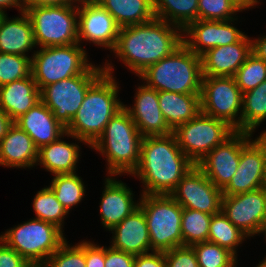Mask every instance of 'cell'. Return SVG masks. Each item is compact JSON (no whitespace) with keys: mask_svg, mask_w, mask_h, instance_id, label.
<instances>
[{"mask_svg":"<svg viewBox=\"0 0 266 267\" xmlns=\"http://www.w3.org/2000/svg\"><path fill=\"white\" fill-rule=\"evenodd\" d=\"M41 267H86L84 240L75 246L66 240Z\"/></svg>","mask_w":266,"mask_h":267,"instance_id":"40","label":"cell"},{"mask_svg":"<svg viewBox=\"0 0 266 267\" xmlns=\"http://www.w3.org/2000/svg\"><path fill=\"white\" fill-rule=\"evenodd\" d=\"M234 21H237V19L191 22L183 30V43L199 56L211 48L236 43L245 35V32L237 29L233 24L236 23Z\"/></svg>","mask_w":266,"mask_h":267,"instance_id":"18","label":"cell"},{"mask_svg":"<svg viewBox=\"0 0 266 267\" xmlns=\"http://www.w3.org/2000/svg\"><path fill=\"white\" fill-rule=\"evenodd\" d=\"M86 267H104L105 247L94 242L84 241Z\"/></svg>","mask_w":266,"mask_h":267,"instance_id":"44","label":"cell"},{"mask_svg":"<svg viewBox=\"0 0 266 267\" xmlns=\"http://www.w3.org/2000/svg\"><path fill=\"white\" fill-rule=\"evenodd\" d=\"M234 132L225 121L200 112L195 118L177 127L173 134L182 152L197 165Z\"/></svg>","mask_w":266,"mask_h":267,"instance_id":"11","label":"cell"},{"mask_svg":"<svg viewBox=\"0 0 266 267\" xmlns=\"http://www.w3.org/2000/svg\"><path fill=\"white\" fill-rule=\"evenodd\" d=\"M37 160L38 149L31 137L13 123L0 142V165L30 169L36 166Z\"/></svg>","mask_w":266,"mask_h":267,"instance_id":"25","label":"cell"},{"mask_svg":"<svg viewBox=\"0 0 266 267\" xmlns=\"http://www.w3.org/2000/svg\"><path fill=\"white\" fill-rule=\"evenodd\" d=\"M20 15L0 17V53L28 56L27 52L36 48L32 22L25 11Z\"/></svg>","mask_w":266,"mask_h":267,"instance_id":"26","label":"cell"},{"mask_svg":"<svg viewBox=\"0 0 266 267\" xmlns=\"http://www.w3.org/2000/svg\"><path fill=\"white\" fill-rule=\"evenodd\" d=\"M212 215L198 210L183 208L181 231L183 246L208 241Z\"/></svg>","mask_w":266,"mask_h":267,"instance_id":"36","label":"cell"},{"mask_svg":"<svg viewBox=\"0 0 266 267\" xmlns=\"http://www.w3.org/2000/svg\"><path fill=\"white\" fill-rule=\"evenodd\" d=\"M41 100L32 75L0 87V108L13 120L27 113Z\"/></svg>","mask_w":266,"mask_h":267,"instance_id":"27","label":"cell"},{"mask_svg":"<svg viewBox=\"0 0 266 267\" xmlns=\"http://www.w3.org/2000/svg\"><path fill=\"white\" fill-rule=\"evenodd\" d=\"M260 233L265 234V238H266V223L260 228V230H259V232H258V235H259Z\"/></svg>","mask_w":266,"mask_h":267,"instance_id":"50","label":"cell"},{"mask_svg":"<svg viewBox=\"0 0 266 267\" xmlns=\"http://www.w3.org/2000/svg\"><path fill=\"white\" fill-rule=\"evenodd\" d=\"M256 7L247 0H198V20L238 19L237 12ZM236 17V18H235Z\"/></svg>","mask_w":266,"mask_h":267,"instance_id":"35","label":"cell"},{"mask_svg":"<svg viewBox=\"0 0 266 267\" xmlns=\"http://www.w3.org/2000/svg\"><path fill=\"white\" fill-rule=\"evenodd\" d=\"M170 195L182 208L210 215L221 212L222 190L216 187L197 165L183 176Z\"/></svg>","mask_w":266,"mask_h":267,"instance_id":"13","label":"cell"},{"mask_svg":"<svg viewBox=\"0 0 266 267\" xmlns=\"http://www.w3.org/2000/svg\"><path fill=\"white\" fill-rule=\"evenodd\" d=\"M30 56L0 53V87L31 75Z\"/></svg>","mask_w":266,"mask_h":267,"instance_id":"39","label":"cell"},{"mask_svg":"<svg viewBox=\"0 0 266 267\" xmlns=\"http://www.w3.org/2000/svg\"><path fill=\"white\" fill-rule=\"evenodd\" d=\"M78 1L59 6L27 8L36 45L66 46L78 43Z\"/></svg>","mask_w":266,"mask_h":267,"instance_id":"9","label":"cell"},{"mask_svg":"<svg viewBox=\"0 0 266 267\" xmlns=\"http://www.w3.org/2000/svg\"><path fill=\"white\" fill-rule=\"evenodd\" d=\"M32 203L36 215L35 219L54 224L64 232V219L69 213L57 200L55 193L49 186L39 190Z\"/></svg>","mask_w":266,"mask_h":267,"instance_id":"34","label":"cell"},{"mask_svg":"<svg viewBox=\"0 0 266 267\" xmlns=\"http://www.w3.org/2000/svg\"><path fill=\"white\" fill-rule=\"evenodd\" d=\"M14 121L0 108V142Z\"/></svg>","mask_w":266,"mask_h":267,"instance_id":"48","label":"cell"},{"mask_svg":"<svg viewBox=\"0 0 266 267\" xmlns=\"http://www.w3.org/2000/svg\"><path fill=\"white\" fill-rule=\"evenodd\" d=\"M0 267H33L0 239Z\"/></svg>","mask_w":266,"mask_h":267,"instance_id":"43","label":"cell"},{"mask_svg":"<svg viewBox=\"0 0 266 267\" xmlns=\"http://www.w3.org/2000/svg\"><path fill=\"white\" fill-rule=\"evenodd\" d=\"M252 135L248 132L235 131L197 164L216 187L222 190L230 182L237 171L241 149Z\"/></svg>","mask_w":266,"mask_h":267,"instance_id":"17","label":"cell"},{"mask_svg":"<svg viewBox=\"0 0 266 267\" xmlns=\"http://www.w3.org/2000/svg\"><path fill=\"white\" fill-rule=\"evenodd\" d=\"M138 77L158 92L200 94L203 78L201 56L183 43L171 55L147 67Z\"/></svg>","mask_w":266,"mask_h":267,"instance_id":"5","label":"cell"},{"mask_svg":"<svg viewBox=\"0 0 266 267\" xmlns=\"http://www.w3.org/2000/svg\"><path fill=\"white\" fill-rule=\"evenodd\" d=\"M200 104L203 114L241 131L242 93L234 77H203Z\"/></svg>","mask_w":266,"mask_h":267,"instance_id":"12","label":"cell"},{"mask_svg":"<svg viewBox=\"0 0 266 267\" xmlns=\"http://www.w3.org/2000/svg\"><path fill=\"white\" fill-rule=\"evenodd\" d=\"M14 7L18 8L17 10H19L20 13L24 11L22 0H0V12H2L3 14H6L5 9Z\"/></svg>","mask_w":266,"mask_h":267,"instance_id":"49","label":"cell"},{"mask_svg":"<svg viewBox=\"0 0 266 267\" xmlns=\"http://www.w3.org/2000/svg\"><path fill=\"white\" fill-rule=\"evenodd\" d=\"M0 239L33 267H41L66 241L61 229L35 218L7 229Z\"/></svg>","mask_w":266,"mask_h":267,"instance_id":"7","label":"cell"},{"mask_svg":"<svg viewBox=\"0 0 266 267\" xmlns=\"http://www.w3.org/2000/svg\"><path fill=\"white\" fill-rule=\"evenodd\" d=\"M75 0H22L24 11L27 8L36 6H59L63 4L73 3Z\"/></svg>","mask_w":266,"mask_h":267,"instance_id":"46","label":"cell"},{"mask_svg":"<svg viewBox=\"0 0 266 267\" xmlns=\"http://www.w3.org/2000/svg\"><path fill=\"white\" fill-rule=\"evenodd\" d=\"M155 17L184 30L198 20V0H153Z\"/></svg>","mask_w":266,"mask_h":267,"instance_id":"30","label":"cell"},{"mask_svg":"<svg viewBox=\"0 0 266 267\" xmlns=\"http://www.w3.org/2000/svg\"><path fill=\"white\" fill-rule=\"evenodd\" d=\"M233 77L242 94L252 90L266 80V62L251 53Z\"/></svg>","mask_w":266,"mask_h":267,"instance_id":"38","label":"cell"},{"mask_svg":"<svg viewBox=\"0 0 266 267\" xmlns=\"http://www.w3.org/2000/svg\"><path fill=\"white\" fill-rule=\"evenodd\" d=\"M166 267H199L191 246L175 247L164 252Z\"/></svg>","mask_w":266,"mask_h":267,"instance_id":"41","label":"cell"},{"mask_svg":"<svg viewBox=\"0 0 266 267\" xmlns=\"http://www.w3.org/2000/svg\"><path fill=\"white\" fill-rule=\"evenodd\" d=\"M251 5H253V6H258V4H259V2H260V0L258 1V0H247ZM257 4V5H256Z\"/></svg>","mask_w":266,"mask_h":267,"instance_id":"52","label":"cell"},{"mask_svg":"<svg viewBox=\"0 0 266 267\" xmlns=\"http://www.w3.org/2000/svg\"><path fill=\"white\" fill-rule=\"evenodd\" d=\"M263 188L266 190V171H265V178H264Z\"/></svg>","mask_w":266,"mask_h":267,"instance_id":"53","label":"cell"},{"mask_svg":"<svg viewBox=\"0 0 266 267\" xmlns=\"http://www.w3.org/2000/svg\"><path fill=\"white\" fill-rule=\"evenodd\" d=\"M183 44V30L159 18L122 27L113 52L137 76Z\"/></svg>","mask_w":266,"mask_h":267,"instance_id":"1","label":"cell"},{"mask_svg":"<svg viewBox=\"0 0 266 267\" xmlns=\"http://www.w3.org/2000/svg\"><path fill=\"white\" fill-rule=\"evenodd\" d=\"M135 255L105 247L104 267H134Z\"/></svg>","mask_w":266,"mask_h":267,"instance_id":"42","label":"cell"},{"mask_svg":"<svg viewBox=\"0 0 266 267\" xmlns=\"http://www.w3.org/2000/svg\"><path fill=\"white\" fill-rule=\"evenodd\" d=\"M251 53L247 34L236 43L211 48L201 55L203 77H233Z\"/></svg>","mask_w":266,"mask_h":267,"instance_id":"20","label":"cell"},{"mask_svg":"<svg viewBox=\"0 0 266 267\" xmlns=\"http://www.w3.org/2000/svg\"><path fill=\"white\" fill-rule=\"evenodd\" d=\"M142 138L123 107L110 119L101 136L90 147L105 157L108 175H131L139 164Z\"/></svg>","mask_w":266,"mask_h":267,"instance_id":"4","label":"cell"},{"mask_svg":"<svg viewBox=\"0 0 266 267\" xmlns=\"http://www.w3.org/2000/svg\"><path fill=\"white\" fill-rule=\"evenodd\" d=\"M140 195L139 207L146 218L151 251L165 252L183 246L182 206L171 195Z\"/></svg>","mask_w":266,"mask_h":267,"instance_id":"6","label":"cell"},{"mask_svg":"<svg viewBox=\"0 0 266 267\" xmlns=\"http://www.w3.org/2000/svg\"><path fill=\"white\" fill-rule=\"evenodd\" d=\"M221 211L249 238L266 223V190L223 195Z\"/></svg>","mask_w":266,"mask_h":267,"instance_id":"15","label":"cell"},{"mask_svg":"<svg viewBox=\"0 0 266 267\" xmlns=\"http://www.w3.org/2000/svg\"><path fill=\"white\" fill-rule=\"evenodd\" d=\"M14 124L31 137L38 150L56 141L66 132V128L56 120L53 112L41 100L15 120Z\"/></svg>","mask_w":266,"mask_h":267,"instance_id":"23","label":"cell"},{"mask_svg":"<svg viewBox=\"0 0 266 267\" xmlns=\"http://www.w3.org/2000/svg\"><path fill=\"white\" fill-rule=\"evenodd\" d=\"M113 249L140 255L151 252L150 236L143 210L138 207L111 229Z\"/></svg>","mask_w":266,"mask_h":267,"instance_id":"22","label":"cell"},{"mask_svg":"<svg viewBox=\"0 0 266 267\" xmlns=\"http://www.w3.org/2000/svg\"><path fill=\"white\" fill-rule=\"evenodd\" d=\"M100 66L92 64L83 74L52 83L40 91L41 101L63 127L69 126L89 87L105 72Z\"/></svg>","mask_w":266,"mask_h":267,"instance_id":"10","label":"cell"},{"mask_svg":"<svg viewBox=\"0 0 266 267\" xmlns=\"http://www.w3.org/2000/svg\"><path fill=\"white\" fill-rule=\"evenodd\" d=\"M256 267H266V257L262 261L259 262L258 266Z\"/></svg>","mask_w":266,"mask_h":267,"instance_id":"51","label":"cell"},{"mask_svg":"<svg viewBox=\"0 0 266 267\" xmlns=\"http://www.w3.org/2000/svg\"><path fill=\"white\" fill-rule=\"evenodd\" d=\"M133 107L123 104L136 124L140 134L145 136L168 135L173 133L169 128L158 101V91L142 84L136 90Z\"/></svg>","mask_w":266,"mask_h":267,"instance_id":"19","label":"cell"},{"mask_svg":"<svg viewBox=\"0 0 266 267\" xmlns=\"http://www.w3.org/2000/svg\"><path fill=\"white\" fill-rule=\"evenodd\" d=\"M266 120V80L242 94L241 131L252 133Z\"/></svg>","mask_w":266,"mask_h":267,"instance_id":"31","label":"cell"},{"mask_svg":"<svg viewBox=\"0 0 266 267\" xmlns=\"http://www.w3.org/2000/svg\"><path fill=\"white\" fill-rule=\"evenodd\" d=\"M114 177L116 176L107 175L105 178L99 203L101 223L107 231L113 229L139 207V201L136 203L133 199V191L126 183L117 181Z\"/></svg>","mask_w":266,"mask_h":267,"instance_id":"21","label":"cell"},{"mask_svg":"<svg viewBox=\"0 0 266 267\" xmlns=\"http://www.w3.org/2000/svg\"><path fill=\"white\" fill-rule=\"evenodd\" d=\"M252 41V53L266 62V36L254 38Z\"/></svg>","mask_w":266,"mask_h":267,"instance_id":"47","label":"cell"},{"mask_svg":"<svg viewBox=\"0 0 266 267\" xmlns=\"http://www.w3.org/2000/svg\"><path fill=\"white\" fill-rule=\"evenodd\" d=\"M246 238L248 236L238 229L222 211L212 215L208 241L228 249L237 257V247Z\"/></svg>","mask_w":266,"mask_h":267,"instance_id":"32","label":"cell"},{"mask_svg":"<svg viewBox=\"0 0 266 267\" xmlns=\"http://www.w3.org/2000/svg\"><path fill=\"white\" fill-rule=\"evenodd\" d=\"M199 267H236L237 257L228 249L210 241L191 245Z\"/></svg>","mask_w":266,"mask_h":267,"instance_id":"37","label":"cell"},{"mask_svg":"<svg viewBox=\"0 0 266 267\" xmlns=\"http://www.w3.org/2000/svg\"><path fill=\"white\" fill-rule=\"evenodd\" d=\"M194 166L178 146L173 133L145 136L141 141L139 164L131 175L144 184L141 194L170 195Z\"/></svg>","mask_w":266,"mask_h":267,"instance_id":"2","label":"cell"},{"mask_svg":"<svg viewBox=\"0 0 266 267\" xmlns=\"http://www.w3.org/2000/svg\"><path fill=\"white\" fill-rule=\"evenodd\" d=\"M83 179L78 174H58L54 175L49 187L53 190L57 200L69 213L73 206L79 204L86 194V187Z\"/></svg>","mask_w":266,"mask_h":267,"instance_id":"33","label":"cell"},{"mask_svg":"<svg viewBox=\"0 0 266 267\" xmlns=\"http://www.w3.org/2000/svg\"><path fill=\"white\" fill-rule=\"evenodd\" d=\"M120 27L96 0L78 1V43L82 40L113 50Z\"/></svg>","mask_w":266,"mask_h":267,"instance_id":"16","label":"cell"},{"mask_svg":"<svg viewBox=\"0 0 266 267\" xmlns=\"http://www.w3.org/2000/svg\"><path fill=\"white\" fill-rule=\"evenodd\" d=\"M79 43L42 47L31 58V75L41 91L45 86L83 74L91 65Z\"/></svg>","mask_w":266,"mask_h":267,"instance_id":"8","label":"cell"},{"mask_svg":"<svg viewBox=\"0 0 266 267\" xmlns=\"http://www.w3.org/2000/svg\"><path fill=\"white\" fill-rule=\"evenodd\" d=\"M266 171V131L251 138L241 149L238 168L230 182L222 189L223 195H234L263 188Z\"/></svg>","mask_w":266,"mask_h":267,"instance_id":"14","label":"cell"},{"mask_svg":"<svg viewBox=\"0 0 266 267\" xmlns=\"http://www.w3.org/2000/svg\"><path fill=\"white\" fill-rule=\"evenodd\" d=\"M134 267H166L164 252L151 251V253L135 255Z\"/></svg>","mask_w":266,"mask_h":267,"instance_id":"45","label":"cell"},{"mask_svg":"<svg viewBox=\"0 0 266 267\" xmlns=\"http://www.w3.org/2000/svg\"><path fill=\"white\" fill-rule=\"evenodd\" d=\"M65 136L79 142L77 144L76 142H66L61 139H64ZM80 142L88 145L83 140L65 132L56 141H53L38 150L36 166L42 165L47 172H51L53 175L75 173L77 170V163H79L78 161L80 160L79 156H81L79 154L81 146L78 145Z\"/></svg>","mask_w":266,"mask_h":267,"instance_id":"24","label":"cell"},{"mask_svg":"<svg viewBox=\"0 0 266 267\" xmlns=\"http://www.w3.org/2000/svg\"><path fill=\"white\" fill-rule=\"evenodd\" d=\"M120 28L148 22L155 18L153 0H96Z\"/></svg>","mask_w":266,"mask_h":267,"instance_id":"29","label":"cell"},{"mask_svg":"<svg viewBox=\"0 0 266 267\" xmlns=\"http://www.w3.org/2000/svg\"><path fill=\"white\" fill-rule=\"evenodd\" d=\"M158 101L162 115L172 131L201 112L200 94L159 91Z\"/></svg>","mask_w":266,"mask_h":267,"instance_id":"28","label":"cell"},{"mask_svg":"<svg viewBox=\"0 0 266 267\" xmlns=\"http://www.w3.org/2000/svg\"><path fill=\"white\" fill-rule=\"evenodd\" d=\"M104 65L105 72L89 87L80 109L66 128L67 133L83 140L89 147L123 108V102L117 98L120 87L113 75L114 66L108 61Z\"/></svg>","mask_w":266,"mask_h":267,"instance_id":"3","label":"cell"}]
</instances>
